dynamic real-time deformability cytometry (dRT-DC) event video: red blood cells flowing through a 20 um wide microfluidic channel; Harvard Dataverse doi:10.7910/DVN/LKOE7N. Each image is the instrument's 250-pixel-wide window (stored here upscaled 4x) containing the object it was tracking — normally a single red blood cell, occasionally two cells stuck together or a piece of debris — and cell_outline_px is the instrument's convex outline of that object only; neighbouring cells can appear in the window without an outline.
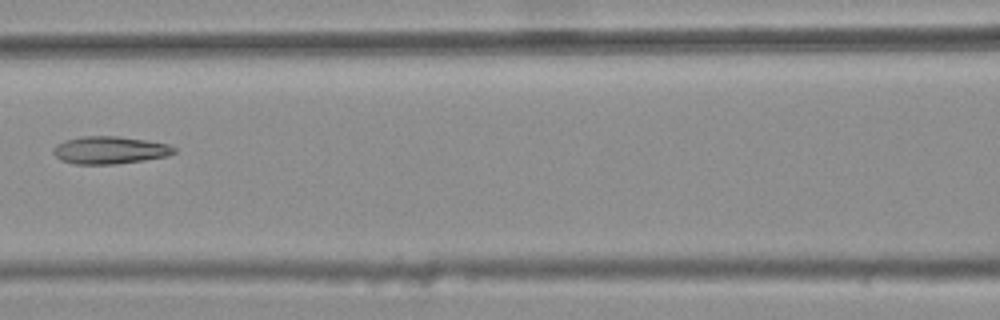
{"species": "common noctule bat (a hibernating species)", "species_latin": "Nyctalus noctula", "temperature_condition": "warm", "stored_images_in_passage": 7, "camera_frame_rate_fps": 3000, "um_per_image_px": 0.085, "animal": {"sex": "female", "body_mass_g": 25.1}, "frame": {"image": 1, "passage_image": 7, "time_ms": 2.0, "image_size_px": [1000, 320], "cell_outline_px": [[176, 152], [168, 156], [144, 160], [116, 164], [76, 164], [60, 160], [52, 152], [52, 148], [56, 144], [64, 140], [84, 136], [116, 136], [144, 140], [168, 144], [176, 148]], "centroid_in_image_um": [9.31, 12.76], "position_along_channel_um": 157.3, "area_um2": 19.42}}